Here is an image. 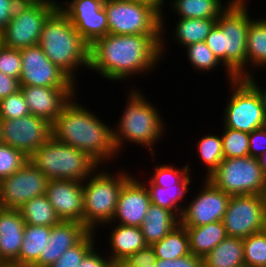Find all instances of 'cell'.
Instances as JSON below:
<instances>
[{"instance_id": "6da1fadb", "label": "cell", "mask_w": 266, "mask_h": 267, "mask_svg": "<svg viewBox=\"0 0 266 267\" xmlns=\"http://www.w3.org/2000/svg\"><path fill=\"white\" fill-rule=\"evenodd\" d=\"M161 40L162 34H107L90 45L88 69L114 83L153 74L162 60Z\"/></svg>"}, {"instance_id": "7a4b0ae2", "label": "cell", "mask_w": 266, "mask_h": 267, "mask_svg": "<svg viewBox=\"0 0 266 267\" xmlns=\"http://www.w3.org/2000/svg\"><path fill=\"white\" fill-rule=\"evenodd\" d=\"M78 95L76 93L63 106L52 124V136L86 153L99 166H107L119 157L113 142L112 126L106 124L96 111L78 103Z\"/></svg>"}, {"instance_id": "3957f363", "label": "cell", "mask_w": 266, "mask_h": 267, "mask_svg": "<svg viewBox=\"0 0 266 267\" xmlns=\"http://www.w3.org/2000/svg\"><path fill=\"white\" fill-rule=\"evenodd\" d=\"M132 87L126 93L125 109L121 111L119 121H116L118 123L112 127L113 142L118 155H121V151L124 153V148L130 142L148 150L153 159L151 162H155V156L158 155L155 145L160 143L161 138L164 139L167 131L163 115L160 114L162 110L159 111L158 106L151 104L139 88Z\"/></svg>"}, {"instance_id": "277c9868", "label": "cell", "mask_w": 266, "mask_h": 267, "mask_svg": "<svg viewBox=\"0 0 266 267\" xmlns=\"http://www.w3.org/2000/svg\"><path fill=\"white\" fill-rule=\"evenodd\" d=\"M249 0H233L221 13L205 43L236 77L246 78V41L250 15Z\"/></svg>"}, {"instance_id": "5b68a950", "label": "cell", "mask_w": 266, "mask_h": 267, "mask_svg": "<svg viewBox=\"0 0 266 267\" xmlns=\"http://www.w3.org/2000/svg\"><path fill=\"white\" fill-rule=\"evenodd\" d=\"M38 45L78 85L79 75L76 74L83 68L88 70L89 67L90 45L59 8L44 23Z\"/></svg>"}, {"instance_id": "8992f818", "label": "cell", "mask_w": 266, "mask_h": 267, "mask_svg": "<svg viewBox=\"0 0 266 267\" xmlns=\"http://www.w3.org/2000/svg\"><path fill=\"white\" fill-rule=\"evenodd\" d=\"M106 167L98 166L82 181L83 224L93 232L113 220L122 186L133 175L125 169L111 172Z\"/></svg>"}, {"instance_id": "52a82bcc", "label": "cell", "mask_w": 266, "mask_h": 267, "mask_svg": "<svg viewBox=\"0 0 266 267\" xmlns=\"http://www.w3.org/2000/svg\"><path fill=\"white\" fill-rule=\"evenodd\" d=\"M28 160L49 180L84 181L99 166L86 153L53 136Z\"/></svg>"}, {"instance_id": "ba28073f", "label": "cell", "mask_w": 266, "mask_h": 267, "mask_svg": "<svg viewBox=\"0 0 266 267\" xmlns=\"http://www.w3.org/2000/svg\"><path fill=\"white\" fill-rule=\"evenodd\" d=\"M60 1H21L5 29L0 33V43L7 48L17 50L38 45L44 23L62 3Z\"/></svg>"}, {"instance_id": "9c48e42d", "label": "cell", "mask_w": 266, "mask_h": 267, "mask_svg": "<svg viewBox=\"0 0 266 267\" xmlns=\"http://www.w3.org/2000/svg\"><path fill=\"white\" fill-rule=\"evenodd\" d=\"M108 34H162L161 13L135 0H104Z\"/></svg>"}, {"instance_id": "30bf717a", "label": "cell", "mask_w": 266, "mask_h": 267, "mask_svg": "<svg viewBox=\"0 0 266 267\" xmlns=\"http://www.w3.org/2000/svg\"><path fill=\"white\" fill-rule=\"evenodd\" d=\"M228 90L230 93L225 102L221 127L250 134L253 130L266 126L261 98L245 78L230 81Z\"/></svg>"}, {"instance_id": "8fae6325", "label": "cell", "mask_w": 266, "mask_h": 267, "mask_svg": "<svg viewBox=\"0 0 266 267\" xmlns=\"http://www.w3.org/2000/svg\"><path fill=\"white\" fill-rule=\"evenodd\" d=\"M207 179L230 196L261 195L266 186L258 159L249 155L223 159Z\"/></svg>"}, {"instance_id": "7c38bea8", "label": "cell", "mask_w": 266, "mask_h": 267, "mask_svg": "<svg viewBox=\"0 0 266 267\" xmlns=\"http://www.w3.org/2000/svg\"><path fill=\"white\" fill-rule=\"evenodd\" d=\"M49 179L29 160L0 180V208L18 210L35 197L45 195Z\"/></svg>"}, {"instance_id": "4fadbf2b", "label": "cell", "mask_w": 266, "mask_h": 267, "mask_svg": "<svg viewBox=\"0 0 266 267\" xmlns=\"http://www.w3.org/2000/svg\"><path fill=\"white\" fill-rule=\"evenodd\" d=\"M222 223L228 237L246 238L266 229L261 195L231 196Z\"/></svg>"}, {"instance_id": "5bb4252c", "label": "cell", "mask_w": 266, "mask_h": 267, "mask_svg": "<svg viewBox=\"0 0 266 267\" xmlns=\"http://www.w3.org/2000/svg\"><path fill=\"white\" fill-rule=\"evenodd\" d=\"M20 53V86L79 88V85L45 55L39 45L24 48Z\"/></svg>"}, {"instance_id": "9a60e30c", "label": "cell", "mask_w": 266, "mask_h": 267, "mask_svg": "<svg viewBox=\"0 0 266 267\" xmlns=\"http://www.w3.org/2000/svg\"><path fill=\"white\" fill-rule=\"evenodd\" d=\"M0 122L3 143L18 149L28 158L52 137V124L33 114Z\"/></svg>"}, {"instance_id": "2e32d148", "label": "cell", "mask_w": 266, "mask_h": 267, "mask_svg": "<svg viewBox=\"0 0 266 267\" xmlns=\"http://www.w3.org/2000/svg\"><path fill=\"white\" fill-rule=\"evenodd\" d=\"M203 181V182H202ZM201 181L196 196L185 203L180 217L182 226H203L222 221L230 195L217 189L207 178Z\"/></svg>"}, {"instance_id": "e0dca14e", "label": "cell", "mask_w": 266, "mask_h": 267, "mask_svg": "<svg viewBox=\"0 0 266 267\" xmlns=\"http://www.w3.org/2000/svg\"><path fill=\"white\" fill-rule=\"evenodd\" d=\"M104 0H63L58 8L67 16L83 39L91 45L108 34Z\"/></svg>"}, {"instance_id": "ac0fdd59", "label": "cell", "mask_w": 266, "mask_h": 267, "mask_svg": "<svg viewBox=\"0 0 266 267\" xmlns=\"http://www.w3.org/2000/svg\"><path fill=\"white\" fill-rule=\"evenodd\" d=\"M150 204V195L145 183L133 174L122 186L110 223L140 228Z\"/></svg>"}, {"instance_id": "d6986e66", "label": "cell", "mask_w": 266, "mask_h": 267, "mask_svg": "<svg viewBox=\"0 0 266 267\" xmlns=\"http://www.w3.org/2000/svg\"><path fill=\"white\" fill-rule=\"evenodd\" d=\"M20 90L30 114L43 118L51 124L56 120L63 106L79 91L78 88L39 86H20Z\"/></svg>"}, {"instance_id": "ffe728a7", "label": "cell", "mask_w": 266, "mask_h": 267, "mask_svg": "<svg viewBox=\"0 0 266 267\" xmlns=\"http://www.w3.org/2000/svg\"><path fill=\"white\" fill-rule=\"evenodd\" d=\"M45 195L61 221L83 223L82 181L49 180Z\"/></svg>"}, {"instance_id": "44dd1931", "label": "cell", "mask_w": 266, "mask_h": 267, "mask_svg": "<svg viewBox=\"0 0 266 267\" xmlns=\"http://www.w3.org/2000/svg\"><path fill=\"white\" fill-rule=\"evenodd\" d=\"M88 232L80 222L61 221L52 226L49 243L32 267H49L54 264L63 252L76 245Z\"/></svg>"}, {"instance_id": "7402d4cb", "label": "cell", "mask_w": 266, "mask_h": 267, "mask_svg": "<svg viewBox=\"0 0 266 267\" xmlns=\"http://www.w3.org/2000/svg\"><path fill=\"white\" fill-rule=\"evenodd\" d=\"M25 225L19 210L0 208V265L19 257Z\"/></svg>"}, {"instance_id": "603a6c76", "label": "cell", "mask_w": 266, "mask_h": 267, "mask_svg": "<svg viewBox=\"0 0 266 267\" xmlns=\"http://www.w3.org/2000/svg\"><path fill=\"white\" fill-rule=\"evenodd\" d=\"M102 228H109L108 230H111L107 237V245L110 249L106 247V250H110V253L108 251L106 254L116 266L123 262L128 256L134 254L140 249H143L147 245L141 228L139 227L107 223L100 229Z\"/></svg>"}, {"instance_id": "cb8c5ba5", "label": "cell", "mask_w": 266, "mask_h": 267, "mask_svg": "<svg viewBox=\"0 0 266 267\" xmlns=\"http://www.w3.org/2000/svg\"><path fill=\"white\" fill-rule=\"evenodd\" d=\"M190 174L192 173L189 171L177 184L166 188L155 185L150 179L140 180L146 183L152 204L173 211L180 218L185 208V197L190 193V185L193 182Z\"/></svg>"}, {"instance_id": "d4e9b609", "label": "cell", "mask_w": 266, "mask_h": 267, "mask_svg": "<svg viewBox=\"0 0 266 267\" xmlns=\"http://www.w3.org/2000/svg\"><path fill=\"white\" fill-rule=\"evenodd\" d=\"M179 224L180 218L173 211L151 203L140 228L145 243L152 245L164 238Z\"/></svg>"}, {"instance_id": "484cf974", "label": "cell", "mask_w": 266, "mask_h": 267, "mask_svg": "<svg viewBox=\"0 0 266 267\" xmlns=\"http://www.w3.org/2000/svg\"><path fill=\"white\" fill-rule=\"evenodd\" d=\"M262 68H266V17L258 18L256 16L248 27L246 41V77L254 73L257 74L256 69L258 72Z\"/></svg>"}, {"instance_id": "4316f807", "label": "cell", "mask_w": 266, "mask_h": 267, "mask_svg": "<svg viewBox=\"0 0 266 267\" xmlns=\"http://www.w3.org/2000/svg\"><path fill=\"white\" fill-rule=\"evenodd\" d=\"M184 227L188 233L191 254L202 258L227 237L222 221L203 226Z\"/></svg>"}, {"instance_id": "83f0119b", "label": "cell", "mask_w": 266, "mask_h": 267, "mask_svg": "<svg viewBox=\"0 0 266 267\" xmlns=\"http://www.w3.org/2000/svg\"><path fill=\"white\" fill-rule=\"evenodd\" d=\"M170 1V2H169ZM223 1V2H222ZM233 0H168L167 4L178 18L218 19ZM170 3V4H169Z\"/></svg>"}, {"instance_id": "f1b7e54d", "label": "cell", "mask_w": 266, "mask_h": 267, "mask_svg": "<svg viewBox=\"0 0 266 267\" xmlns=\"http://www.w3.org/2000/svg\"><path fill=\"white\" fill-rule=\"evenodd\" d=\"M50 233L51 227L26 224L19 257L12 264L32 266L44 253Z\"/></svg>"}, {"instance_id": "f546056e", "label": "cell", "mask_w": 266, "mask_h": 267, "mask_svg": "<svg viewBox=\"0 0 266 267\" xmlns=\"http://www.w3.org/2000/svg\"><path fill=\"white\" fill-rule=\"evenodd\" d=\"M245 265L243 238L226 237L203 257L204 267H240Z\"/></svg>"}, {"instance_id": "4dcf8cb0", "label": "cell", "mask_w": 266, "mask_h": 267, "mask_svg": "<svg viewBox=\"0 0 266 267\" xmlns=\"http://www.w3.org/2000/svg\"><path fill=\"white\" fill-rule=\"evenodd\" d=\"M176 26L173 27L171 43H175L184 48L190 44L203 42L217 22V19H176ZM175 39V40H174ZM173 40V42H172Z\"/></svg>"}, {"instance_id": "1f68e13d", "label": "cell", "mask_w": 266, "mask_h": 267, "mask_svg": "<svg viewBox=\"0 0 266 267\" xmlns=\"http://www.w3.org/2000/svg\"><path fill=\"white\" fill-rule=\"evenodd\" d=\"M151 246L156 259L172 261L191 254L188 233L181 224Z\"/></svg>"}, {"instance_id": "d6a6232c", "label": "cell", "mask_w": 266, "mask_h": 267, "mask_svg": "<svg viewBox=\"0 0 266 267\" xmlns=\"http://www.w3.org/2000/svg\"><path fill=\"white\" fill-rule=\"evenodd\" d=\"M18 210L27 225L52 227L61 222L46 195L31 199Z\"/></svg>"}, {"instance_id": "836d02e7", "label": "cell", "mask_w": 266, "mask_h": 267, "mask_svg": "<svg viewBox=\"0 0 266 267\" xmlns=\"http://www.w3.org/2000/svg\"><path fill=\"white\" fill-rule=\"evenodd\" d=\"M185 48L187 55V60L190 62V66L193 67L195 71L201 72L200 74H207L210 71L222 67L224 69L226 81L229 83L236 77L218 60V58L213 54V52L208 48L205 41L190 44ZM216 67V68H215ZM207 72V73H206Z\"/></svg>"}, {"instance_id": "e575fe53", "label": "cell", "mask_w": 266, "mask_h": 267, "mask_svg": "<svg viewBox=\"0 0 266 267\" xmlns=\"http://www.w3.org/2000/svg\"><path fill=\"white\" fill-rule=\"evenodd\" d=\"M213 134L208 133L199 138L200 140L195 143L197 147L195 150L200 158L199 161L203 163V169L206 167L207 173L205 172L203 179L207 178L224 159L221 136H219L220 134Z\"/></svg>"}, {"instance_id": "d590c367", "label": "cell", "mask_w": 266, "mask_h": 267, "mask_svg": "<svg viewBox=\"0 0 266 267\" xmlns=\"http://www.w3.org/2000/svg\"><path fill=\"white\" fill-rule=\"evenodd\" d=\"M244 263L249 267H266V229L243 238Z\"/></svg>"}, {"instance_id": "8d00e7d4", "label": "cell", "mask_w": 266, "mask_h": 267, "mask_svg": "<svg viewBox=\"0 0 266 267\" xmlns=\"http://www.w3.org/2000/svg\"><path fill=\"white\" fill-rule=\"evenodd\" d=\"M221 135L222 151L225 158H239L249 155V134L223 127Z\"/></svg>"}, {"instance_id": "74e56055", "label": "cell", "mask_w": 266, "mask_h": 267, "mask_svg": "<svg viewBox=\"0 0 266 267\" xmlns=\"http://www.w3.org/2000/svg\"><path fill=\"white\" fill-rule=\"evenodd\" d=\"M97 235V232L89 231L76 245L63 252L60 258L49 267H79L85 255L96 244H99L96 241Z\"/></svg>"}, {"instance_id": "f35d334b", "label": "cell", "mask_w": 266, "mask_h": 267, "mask_svg": "<svg viewBox=\"0 0 266 267\" xmlns=\"http://www.w3.org/2000/svg\"><path fill=\"white\" fill-rule=\"evenodd\" d=\"M191 169L193 168H190L188 163H185L181 169L170 163L160 165L156 163L151 176L146 179L150 178L155 185L166 188L177 184L189 171L193 172Z\"/></svg>"}, {"instance_id": "ab89813d", "label": "cell", "mask_w": 266, "mask_h": 267, "mask_svg": "<svg viewBox=\"0 0 266 267\" xmlns=\"http://www.w3.org/2000/svg\"><path fill=\"white\" fill-rule=\"evenodd\" d=\"M21 151L5 143L0 144V180L12 175L20 169L27 161Z\"/></svg>"}, {"instance_id": "60d3db41", "label": "cell", "mask_w": 266, "mask_h": 267, "mask_svg": "<svg viewBox=\"0 0 266 267\" xmlns=\"http://www.w3.org/2000/svg\"><path fill=\"white\" fill-rule=\"evenodd\" d=\"M30 114L21 90L0 100V120L19 119Z\"/></svg>"}, {"instance_id": "b9f144b4", "label": "cell", "mask_w": 266, "mask_h": 267, "mask_svg": "<svg viewBox=\"0 0 266 267\" xmlns=\"http://www.w3.org/2000/svg\"><path fill=\"white\" fill-rule=\"evenodd\" d=\"M21 68L22 61L20 50L7 48L0 43V72L19 80Z\"/></svg>"}, {"instance_id": "7bdbcfd3", "label": "cell", "mask_w": 266, "mask_h": 267, "mask_svg": "<svg viewBox=\"0 0 266 267\" xmlns=\"http://www.w3.org/2000/svg\"><path fill=\"white\" fill-rule=\"evenodd\" d=\"M156 262L154 249L151 245H146L143 249L128 256L118 267H146Z\"/></svg>"}, {"instance_id": "ee69618b", "label": "cell", "mask_w": 266, "mask_h": 267, "mask_svg": "<svg viewBox=\"0 0 266 267\" xmlns=\"http://www.w3.org/2000/svg\"><path fill=\"white\" fill-rule=\"evenodd\" d=\"M99 249L98 245L94 246L82 259L79 267H117L107 256V251L99 252Z\"/></svg>"}, {"instance_id": "f6af8a7d", "label": "cell", "mask_w": 266, "mask_h": 267, "mask_svg": "<svg viewBox=\"0 0 266 267\" xmlns=\"http://www.w3.org/2000/svg\"><path fill=\"white\" fill-rule=\"evenodd\" d=\"M266 152V126L249 134V156L258 158Z\"/></svg>"}, {"instance_id": "bcb514c9", "label": "cell", "mask_w": 266, "mask_h": 267, "mask_svg": "<svg viewBox=\"0 0 266 267\" xmlns=\"http://www.w3.org/2000/svg\"><path fill=\"white\" fill-rule=\"evenodd\" d=\"M135 1H139V2H143V3H147L151 6H153L156 10H158L160 13H161V26H162V40H161V58L163 60V57L167 54V52H165L168 48V42L167 40H169L167 37H166V34L168 35V33L166 32V30L169 31V28L166 29V18L164 16L165 14V7L168 0H135ZM164 11V12H163ZM165 19V20H164ZM166 32V33H165Z\"/></svg>"}, {"instance_id": "7dc6e473", "label": "cell", "mask_w": 266, "mask_h": 267, "mask_svg": "<svg viewBox=\"0 0 266 267\" xmlns=\"http://www.w3.org/2000/svg\"><path fill=\"white\" fill-rule=\"evenodd\" d=\"M20 2V0H0V33L5 29Z\"/></svg>"}, {"instance_id": "c3c4849f", "label": "cell", "mask_w": 266, "mask_h": 267, "mask_svg": "<svg viewBox=\"0 0 266 267\" xmlns=\"http://www.w3.org/2000/svg\"><path fill=\"white\" fill-rule=\"evenodd\" d=\"M20 90L19 80L0 72V100Z\"/></svg>"}, {"instance_id": "681fc988", "label": "cell", "mask_w": 266, "mask_h": 267, "mask_svg": "<svg viewBox=\"0 0 266 267\" xmlns=\"http://www.w3.org/2000/svg\"><path fill=\"white\" fill-rule=\"evenodd\" d=\"M174 267H204L203 258L190 254L174 260Z\"/></svg>"}, {"instance_id": "f907efd6", "label": "cell", "mask_w": 266, "mask_h": 267, "mask_svg": "<svg viewBox=\"0 0 266 267\" xmlns=\"http://www.w3.org/2000/svg\"><path fill=\"white\" fill-rule=\"evenodd\" d=\"M254 75L255 74L249 75L245 79L255 88V90L259 94L266 116V86L264 88L263 86L261 87L260 82H257V78Z\"/></svg>"}, {"instance_id": "816d5d0a", "label": "cell", "mask_w": 266, "mask_h": 267, "mask_svg": "<svg viewBox=\"0 0 266 267\" xmlns=\"http://www.w3.org/2000/svg\"><path fill=\"white\" fill-rule=\"evenodd\" d=\"M146 267H174V260L170 261V260L156 259V262L153 265Z\"/></svg>"}, {"instance_id": "f5cc1de1", "label": "cell", "mask_w": 266, "mask_h": 267, "mask_svg": "<svg viewBox=\"0 0 266 267\" xmlns=\"http://www.w3.org/2000/svg\"><path fill=\"white\" fill-rule=\"evenodd\" d=\"M260 168L262 169V172L266 176V152L260 155L258 158Z\"/></svg>"}, {"instance_id": "db71d44e", "label": "cell", "mask_w": 266, "mask_h": 267, "mask_svg": "<svg viewBox=\"0 0 266 267\" xmlns=\"http://www.w3.org/2000/svg\"><path fill=\"white\" fill-rule=\"evenodd\" d=\"M262 201H263V207L266 214V186L263 189V192L261 193Z\"/></svg>"}, {"instance_id": "11a10c76", "label": "cell", "mask_w": 266, "mask_h": 267, "mask_svg": "<svg viewBox=\"0 0 266 267\" xmlns=\"http://www.w3.org/2000/svg\"><path fill=\"white\" fill-rule=\"evenodd\" d=\"M0 267H32V266L15 265V264H1Z\"/></svg>"}, {"instance_id": "9f6ffc18", "label": "cell", "mask_w": 266, "mask_h": 267, "mask_svg": "<svg viewBox=\"0 0 266 267\" xmlns=\"http://www.w3.org/2000/svg\"><path fill=\"white\" fill-rule=\"evenodd\" d=\"M3 143V138H2V125L0 122V144Z\"/></svg>"}, {"instance_id": "6f0895ef", "label": "cell", "mask_w": 266, "mask_h": 267, "mask_svg": "<svg viewBox=\"0 0 266 267\" xmlns=\"http://www.w3.org/2000/svg\"><path fill=\"white\" fill-rule=\"evenodd\" d=\"M20 1H36V0H20Z\"/></svg>"}]
</instances>
